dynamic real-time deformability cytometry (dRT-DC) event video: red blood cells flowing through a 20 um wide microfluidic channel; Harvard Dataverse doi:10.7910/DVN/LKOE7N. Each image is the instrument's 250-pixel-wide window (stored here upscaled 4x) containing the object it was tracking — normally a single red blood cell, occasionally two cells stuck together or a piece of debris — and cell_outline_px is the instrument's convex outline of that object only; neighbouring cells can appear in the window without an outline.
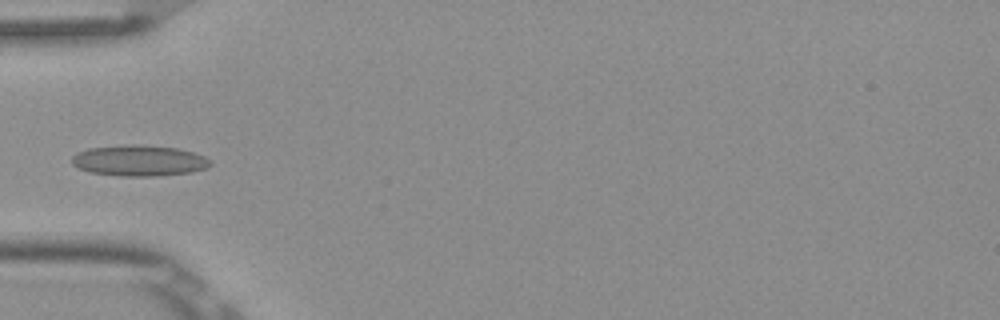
{"species": "Egyptian fruit bat (a non-hibernating species)", "species_latin": "Rousettus aegyptiacus", "temperature_condition": "room temperature", "stored_images_in_passage": 6, "camera_frame_rate_fps": 3000, "um_per_image_px": 0.085, "frame": {"image": 1, "passage_image": 6, "time_ms": 1.667, "image_size_px": [1000, 320], "cell_outline_px": [[212, 164], [208, 168], [192, 172], [156, 176], [120, 176], [88, 172], [76, 168], [72, 164], [72, 156], [76, 152], [88, 148], [124, 144], [140, 144], [176, 148], [192, 152], [204, 156], [212, 160]], "centroid_in_image_um": [11.8, 13.65], "position_along_channel_um": 73.2, "area_um2": 25.37}}